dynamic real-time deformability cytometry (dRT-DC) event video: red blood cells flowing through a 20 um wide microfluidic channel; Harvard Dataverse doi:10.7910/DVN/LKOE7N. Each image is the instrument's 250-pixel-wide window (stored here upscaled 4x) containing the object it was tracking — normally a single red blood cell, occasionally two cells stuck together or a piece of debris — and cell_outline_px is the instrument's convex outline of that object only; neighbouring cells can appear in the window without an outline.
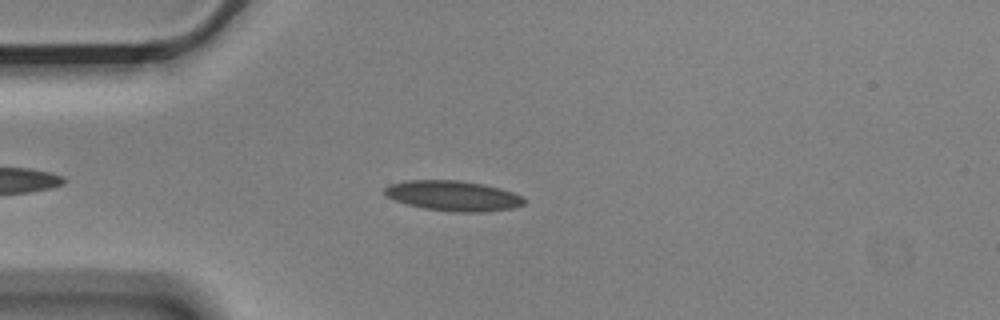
{"species": "Egyptian fruit bat (a non-hibernating species)", "species_latin": "Rousettus aegyptiacus", "temperature_condition": "cold", "stored_images_in_passage": 4, "camera_frame_rate_fps": 3000, "um_per_image_px": 0.085, "animal": {"sex": "male"}, "frame": {"image": 1, "passage_image": 4, "time_ms": 1.0, "image_size_px": [1000, 320], "cell_outline_px": [[524, 204], [512, 208], [484, 212], [456, 212], [424, 208], [408, 204], [396, 200], [388, 196], [384, 192], [384, 188], [388, 184], [404, 180], [460, 180], [480, 184], [512, 192], [524, 196]], "centroid_in_image_um": [38.5, 16.64], "position_along_channel_um": 46.5, "area_um2": 24.33}}